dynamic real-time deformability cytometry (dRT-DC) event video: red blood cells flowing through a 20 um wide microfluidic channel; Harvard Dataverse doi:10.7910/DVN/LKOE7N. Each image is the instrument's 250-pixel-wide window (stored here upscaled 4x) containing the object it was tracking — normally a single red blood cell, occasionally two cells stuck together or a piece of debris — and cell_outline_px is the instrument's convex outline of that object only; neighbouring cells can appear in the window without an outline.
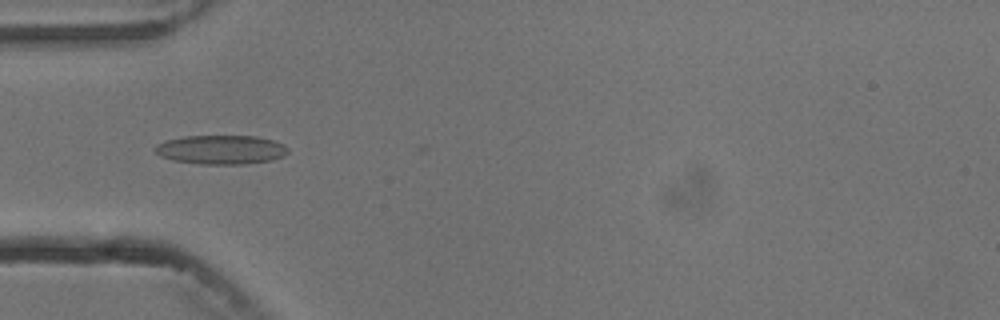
{"species": "common noctule bat (a hibernating species)", "species_latin": "Nyctalus noctula", "temperature_condition": "cold", "stored_images_in_passage": 6, "camera_frame_rate_fps": 3000, "um_per_image_px": 0.085, "animal": {"sex": "male", "body_mass_g": 13.3}, "frame": {"image": 1, "passage_image": 4, "time_ms": 3.667, "image_size_px": [1000, 320], "cell_outline_px": [[288, 152], [284, 156], [272, 160], [244, 164], [200, 164], [172, 160], [160, 156], [156, 152], [156, 144], [168, 140], [184, 136], [256, 136], [272, 140], [284, 144], [288, 148]], "centroid_in_image_um": [18.81, 12.72], "position_along_channel_um": 66.2, "area_um2": 22.48}}
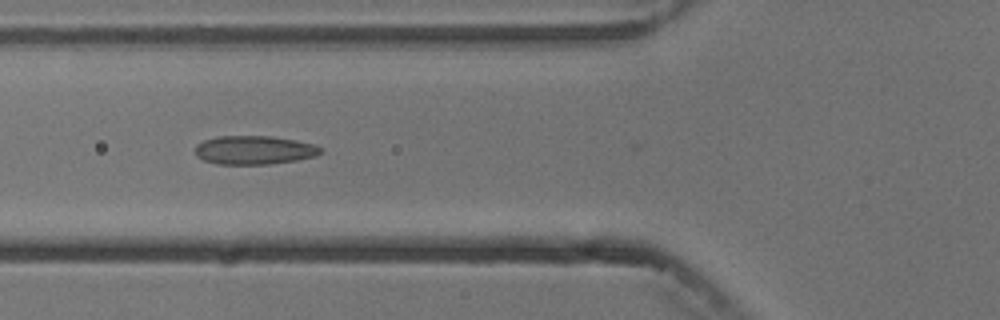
{"frame": {"image": 2, "passage_image": 5, "time_ms": 4.667, "image_size_px": [1000, 320], "cell_outline_px": [[324, 152], [316, 156], [296, 160], [268, 164], [216, 164], [204, 160], [196, 156], [196, 144], [204, 140], [216, 136], [272, 136], [296, 140], [312, 144], [320, 148]], "centroid_in_image_um": [21.59, 12.75], "position_along_channel_um": 104.2, "area_um2": 20.98}}
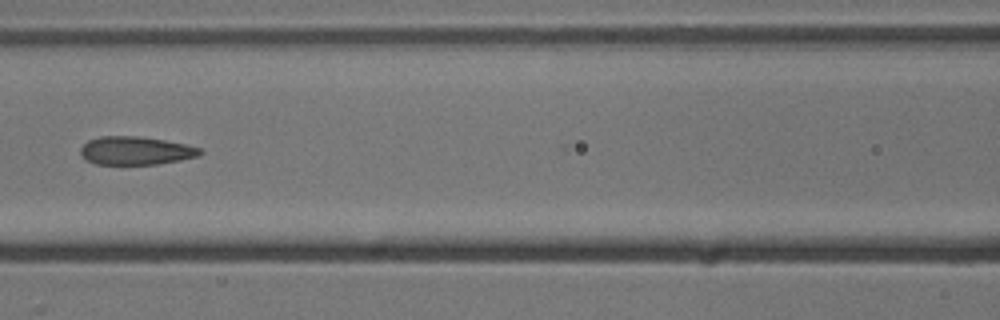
{"frame": {"image": 3, "passage_image": 6, "time_ms": 6.0, "image_size_px": [1000, 320], "cell_outline_px": [[204, 152], [200, 156], [180, 160], [156, 164], [96, 164], [80, 156], [80, 148], [88, 140], [100, 136], [136, 136], [164, 140], [184, 144], [200, 148]], "centroid_in_image_um": [11.53, 12.81], "position_along_channel_um": 155.1, "area_um2": 19.65}}